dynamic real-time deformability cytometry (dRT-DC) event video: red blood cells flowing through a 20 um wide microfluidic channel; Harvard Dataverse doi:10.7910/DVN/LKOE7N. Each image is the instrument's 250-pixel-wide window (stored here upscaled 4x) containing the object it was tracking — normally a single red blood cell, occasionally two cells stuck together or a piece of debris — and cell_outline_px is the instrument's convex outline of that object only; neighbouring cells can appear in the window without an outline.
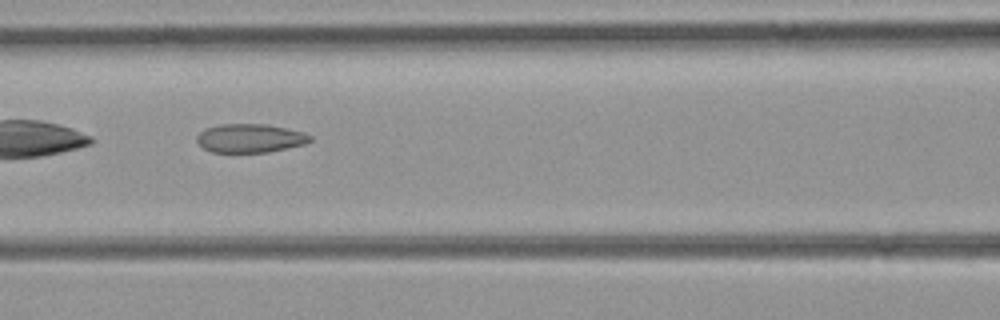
{"species": "common noctule bat (a hibernating species)", "species_latin": "Nyctalus noctula", "temperature_condition": "room temperature", "stored_images_in_passage": 40, "camera_frame_rate_fps": 3000, "um_per_image_px": 0.085, "animal": {"sex": "female", "body_mass_g": 21.9}, "frame": {"image": 1, "passage_image": 13, "time_ms": 4.0, "image_size_px": [1000, 320], "cell_outline_px": [[312, 140], [304, 144], [268, 152], [212, 152], [204, 148], [196, 140], [196, 136], [204, 128], [220, 124], [268, 124], [304, 132], [312, 136]], "centroid_in_image_um": [21.25, 11.74], "position_along_channel_um": 145.3, "area_um2": 18.96}}
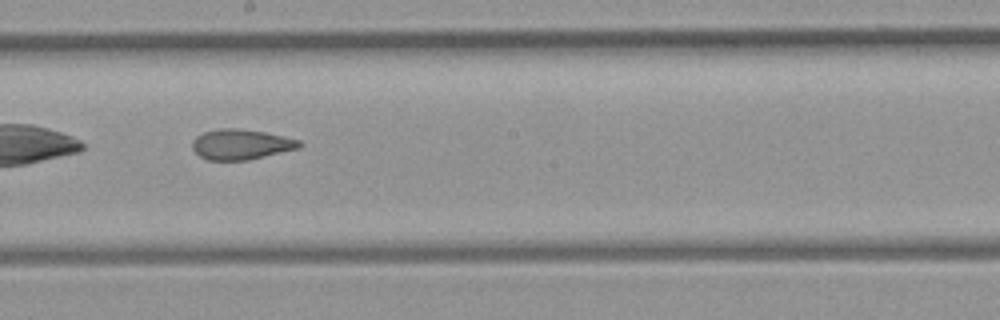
{"frame": {"image": 2, "passage_image": 19, "time_ms": 6.0, "image_size_px": [1000, 320], "cell_outline_px": [[304, 144], [300, 148], [248, 160], [208, 160], [200, 156], [192, 148], [192, 140], [196, 136], [204, 132], [220, 128], [236, 128], [264, 132], [284, 136], [300, 140]], "centroid_in_image_um": [20.5, 12.27], "position_along_channel_um": 227.7, "area_um2": 18.96}}
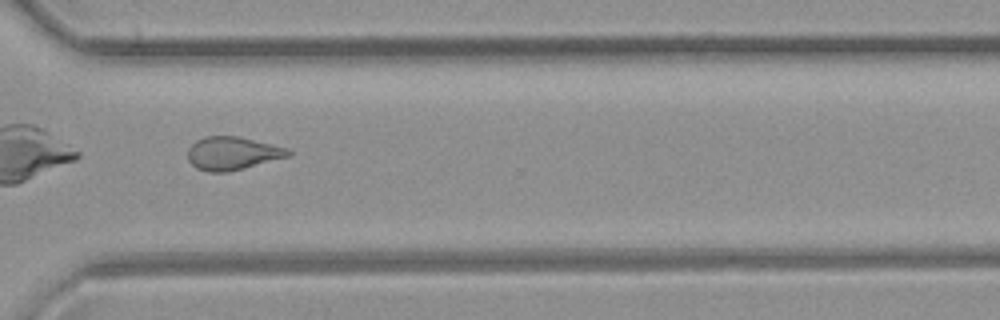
{"frame": {"image": 3, "passage_image": 28, "time_ms": 9.0, "image_size_px": [1000, 320], "cell_outline_px": [[292, 156], [228, 172], [208, 172], [196, 168], [188, 160], [188, 148], [196, 140], [204, 136], [236, 136], [288, 148], [292, 152]], "centroid_in_image_um": [19.76, 13.04], "position_along_channel_um": 350.8, "area_um2": 19.48}}